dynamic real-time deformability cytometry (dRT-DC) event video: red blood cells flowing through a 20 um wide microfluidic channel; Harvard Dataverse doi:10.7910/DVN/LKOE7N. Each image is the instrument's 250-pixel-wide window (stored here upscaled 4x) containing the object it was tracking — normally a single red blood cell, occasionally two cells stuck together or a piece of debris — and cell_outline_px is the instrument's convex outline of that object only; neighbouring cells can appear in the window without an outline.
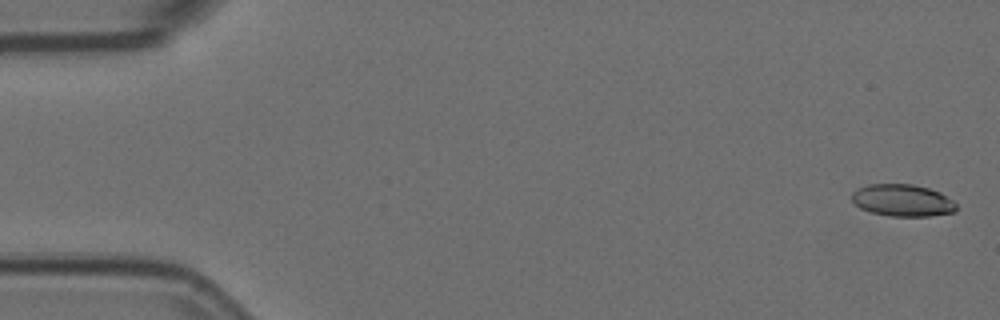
{"species": "Egyptian fruit bat (a non-hibernating species)", "species_latin": "Rousettus aegyptiacus", "temperature_condition": "room temperature", "stored_images_in_passage": 9, "camera_frame_rate_fps": 3000, "um_per_image_px": 0.085, "animal": {"sex": "female"}, "frame": {"image": 1, "passage_image": 1, "time_ms": 0.0, "image_size_px": [1000, 320], "cell_outline_px": [[956, 212], [928, 216], [888, 216], [872, 212], [860, 208], [852, 200], [852, 192], [856, 188], [868, 184], [912, 184], [928, 188], [940, 192], [952, 200], [956, 204]], "centroid_in_image_um": [76.7, 17.03], "position_along_channel_um": 8.3, "area_um2": 19.54}}
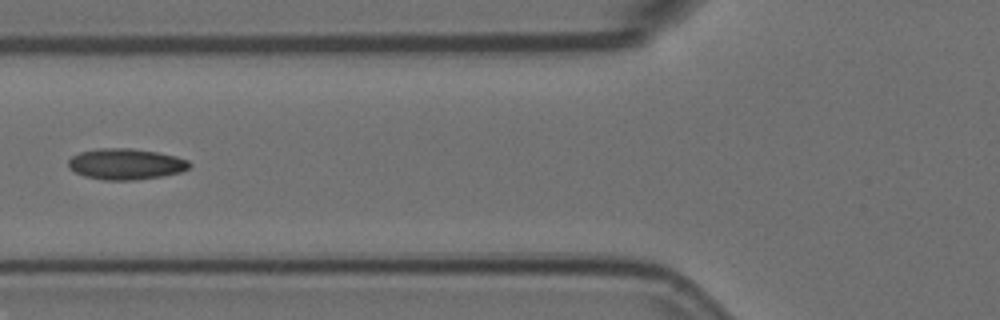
{"frame": {"image": 2, "passage_image": 6, "time_ms": 1.667, "image_size_px": [1000, 320], "cell_outline_px": [[192, 164], [188, 168], [180, 172], [164, 176], [136, 180], [104, 180], [84, 176], [68, 168], [68, 160], [72, 156], [80, 152], [100, 148], [132, 148], [156, 152], [176, 156], [188, 160]], "centroid_in_image_um": [10.69, 13.95], "position_along_channel_um": 115.1, "area_um2": 21.96}}
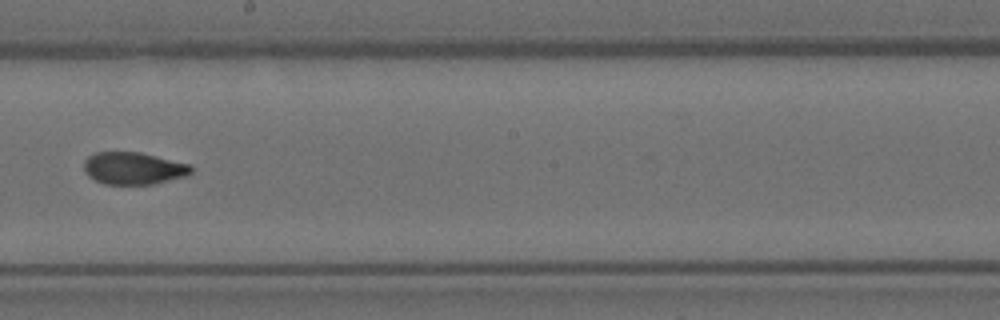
{"frame": {"image": 3, "passage_image": 9, "time_ms": 2.667, "image_size_px": [1000, 320], "cell_outline_px": [[192, 172], [188, 176], [152, 184], [104, 184], [88, 176], [84, 168], [84, 160], [88, 156], [96, 152], [140, 152], [188, 164], [192, 168]], "centroid_in_image_um": [11.34, 14.31], "position_along_channel_um": 236.9, "area_um2": 20.06}}